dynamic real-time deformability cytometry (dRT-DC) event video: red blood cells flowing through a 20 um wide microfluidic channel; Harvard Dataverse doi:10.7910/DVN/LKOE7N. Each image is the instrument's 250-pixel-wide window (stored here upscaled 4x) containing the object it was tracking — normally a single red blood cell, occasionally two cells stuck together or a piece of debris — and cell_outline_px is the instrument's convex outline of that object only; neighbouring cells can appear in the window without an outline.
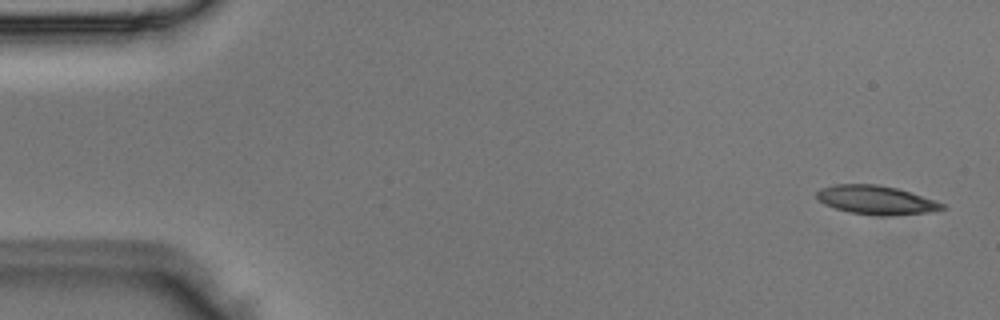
{"species": "Egyptian fruit bat (a non-hibernating species)", "species_latin": "Rousettus aegyptiacus", "temperature_condition": "room temperature", "stored_images_in_passage": 50, "camera_frame_rate_fps": 3000, "um_per_image_px": 0.085, "animal": {"sex": "male"}, "frame": {"image": 1, "passage_image": 2, "time_ms": 0.333, "image_size_px": [1000, 320], "cell_outline_px": [[948, 208], [928, 212], [888, 216], [880, 216], [848, 212], [824, 204], [816, 196], [816, 192], [820, 188], [832, 184], [880, 184], [896, 188], [936, 200], [944, 204]], "centroid_in_image_um": [74.47, 17.0], "position_along_channel_um": 10.5, "area_um2": 21.15}}
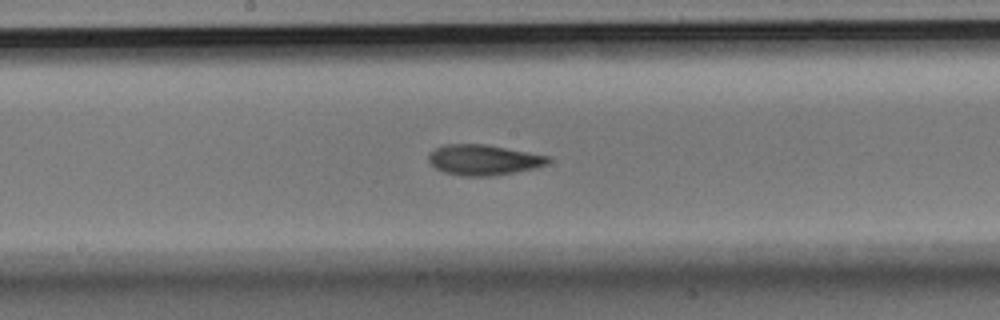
{"frame": {"image": 2, "passage_image": 26, "time_ms": 8.333, "image_size_px": [1000, 320], "cell_outline_px": [[552, 160], [548, 164], [536, 168], [488, 176], [464, 176], [444, 172], [436, 168], [428, 160], [428, 156], [436, 148], [444, 144], [484, 144], [528, 152], [548, 156]], "centroid_in_image_um": [41.11, 13.59], "position_along_channel_um": 207.1, "area_um2": 20.98}}
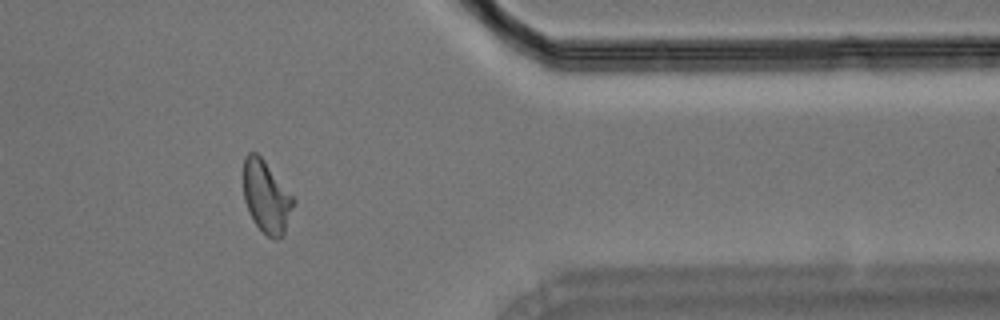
{"frame": {"image": 3, "passage_image": 41, "time_ms": 13.333, "image_size_px": [1000, 320], "cell_outline_px": [[296, 200], [284, 236], [276, 240], [268, 236], [252, 220], [248, 212], [244, 200], [244, 156], [248, 152], [256, 152], [264, 160]], "centroid_in_image_um": [22.65, 16.75], "position_along_channel_um": 388.8, "area_um2": 21.1}}